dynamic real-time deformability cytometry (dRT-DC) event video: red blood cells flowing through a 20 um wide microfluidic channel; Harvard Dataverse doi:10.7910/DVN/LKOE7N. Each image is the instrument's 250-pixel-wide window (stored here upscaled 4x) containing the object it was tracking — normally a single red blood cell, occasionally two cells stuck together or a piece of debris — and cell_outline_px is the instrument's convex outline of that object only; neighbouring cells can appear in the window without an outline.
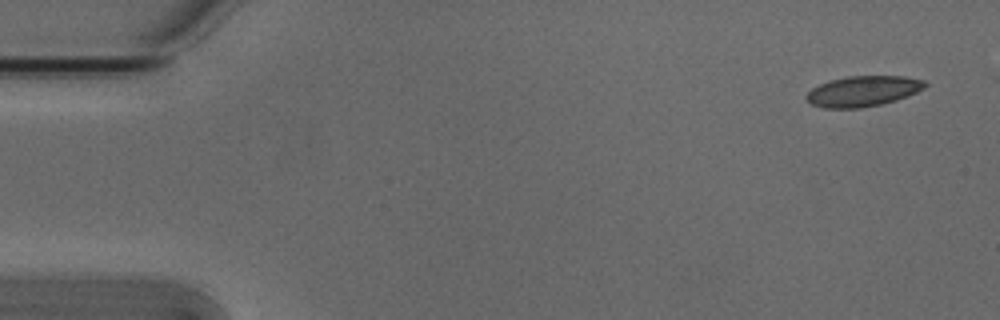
{"species": "Egyptian fruit bat (a non-hibernating species)", "species_latin": "Rousettus aegyptiacus", "temperature_condition": "cold", "stored_images_in_passage": 7, "camera_frame_rate_fps": 3000, "um_per_image_px": 0.085, "animal": {"sex": "male"}, "frame": {"image": 1, "passage_image": 1, "time_ms": 0.0, "image_size_px": [1000, 320], "cell_outline_px": [[928, 84], [924, 88], [908, 96], [896, 100], [880, 104], [860, 108], [824, 108], [812, 104], [804, 96], [812, 88], [820, 84], [832, 80], [848, 76], [904, 76], [924, 80]], "centroid_in_image_um": [73.37, 7.75], "position_along_channel_um": 11.6, "area_um2": 20.98}}
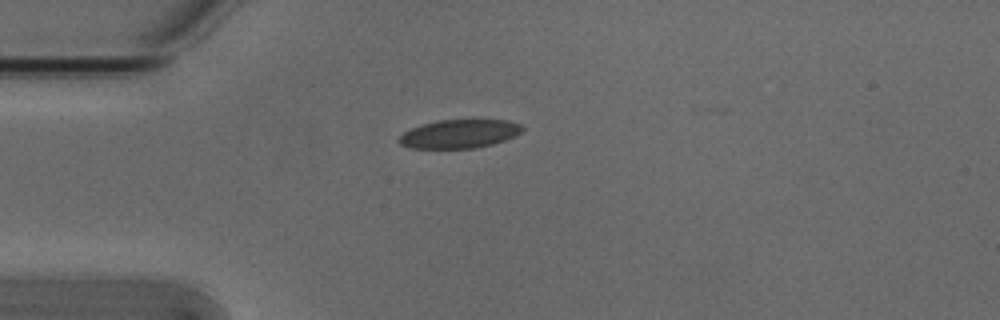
{"frame": {"image": 2, "passage_image": 4, "time_ms": 1.0, "image_size_px": [1000, 320], "cell_outline_px": [[524, 128], [520, 132], [504, 140], [492, 144], [476, 148], [412, 148], [400, 144], [396, 140], [404, 132], [412, 128], [436, 120], [508, 120], [520, 124]], "centroid_in_image_um": [39.02, 11.38], "position_along_channel_um": 46.0, "area_um2": 20.35}}
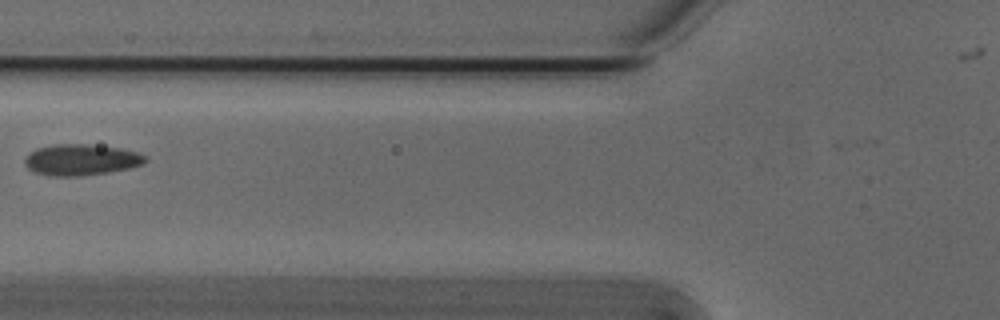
{"frame": {"image": 3, "passage_image": 6, "time_ms": 1.667, "image_size_px": [1000, 320], "cell_outline_px": [[148, 160], [144, 164], [128, 168], [108, 172], [80, 176], [48, 176], [36, 172], [28, 168], [24, 164], [24, 160], [28, 152], [36, 148], [56, 144], [88, 144], [120, 148], [140, 152], [148, 156]], "centroid_in_image_um": [6.91, 13.57], "position_along_channel_um": 118.9, "area_um2": 22.14}}